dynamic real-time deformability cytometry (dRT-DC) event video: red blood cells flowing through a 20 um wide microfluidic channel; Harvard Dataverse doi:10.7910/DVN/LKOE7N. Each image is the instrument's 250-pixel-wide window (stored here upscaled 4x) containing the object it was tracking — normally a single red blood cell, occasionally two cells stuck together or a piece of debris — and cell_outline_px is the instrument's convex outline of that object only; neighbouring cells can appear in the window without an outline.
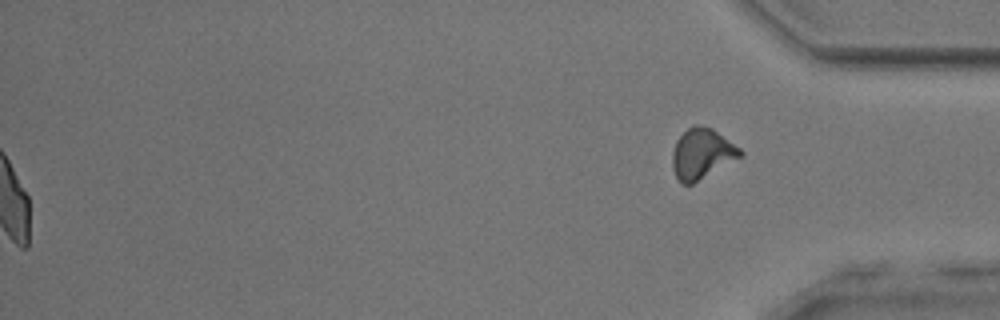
{"species": "common noctule bat (a hibernating species)", "species_latin": "Nyctalus noctula", "temperature_condition": "room temperature", "stored_images_in_passage": 44, "segment_of_instrument_passage": [2, 2], "camera_frame_rate_fps": 3000, "um_per_image_px": 0.085, "animal": {"sex": "male", "body_mass_g": 17.9, "forearm_length_mm": 54.2}, "frame": {"image": 1, "passage_image": 44, "time_ms": 14.333, "image_size_px": [1000, 320], "cell_outline_px": [[744, 152], [740, 156], [692, 184], [680, 184], [672, 168], [672, 152], [676, 140], [688, 128], [696, 124], [700, 124], [712, 128], [740, 148]], "centroid_in_image_um": [59.62, 13.05], "position_along_channel_um": 375.6, "area_um2": 19.65}}